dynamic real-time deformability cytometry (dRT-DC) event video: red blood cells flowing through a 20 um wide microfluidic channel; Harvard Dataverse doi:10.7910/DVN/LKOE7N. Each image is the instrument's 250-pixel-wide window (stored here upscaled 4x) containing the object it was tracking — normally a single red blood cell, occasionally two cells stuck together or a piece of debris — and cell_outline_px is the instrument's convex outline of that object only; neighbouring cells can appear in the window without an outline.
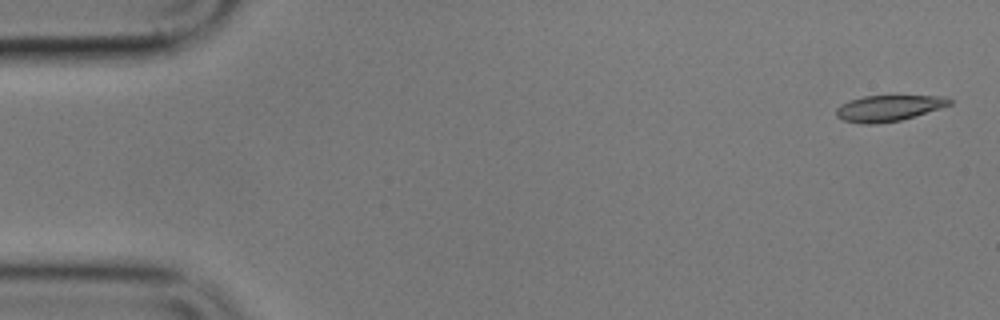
{"species": "common noctule bat (a hibernating species)", "species_latin": "Nyctalus noctula", "temperature_condition": "cold", "stored_images_in_passage": 6, "camera_frame_rate_fps": 3000, "um_per_image_px": 0.085, "animal": {"sex": "male", "body_mass_g": 17.9}, "frame": {"image": 1, "passage_image": 1, "time_ms": 0.0, "image_size_px": [1000, 320], "cell_outline_px": [[952, 104], [940, 108], [900, 120], [876, 124], [860, 124], [844, 120], [836, 116], [836, 108], [840, 104], [848, 100], [864, 96], [944, 96], [952, 100]], "centroid_in_image_um": [75.49, 9.19], "position_along_channel_um": 9.5, "area_um2": 17.11}}